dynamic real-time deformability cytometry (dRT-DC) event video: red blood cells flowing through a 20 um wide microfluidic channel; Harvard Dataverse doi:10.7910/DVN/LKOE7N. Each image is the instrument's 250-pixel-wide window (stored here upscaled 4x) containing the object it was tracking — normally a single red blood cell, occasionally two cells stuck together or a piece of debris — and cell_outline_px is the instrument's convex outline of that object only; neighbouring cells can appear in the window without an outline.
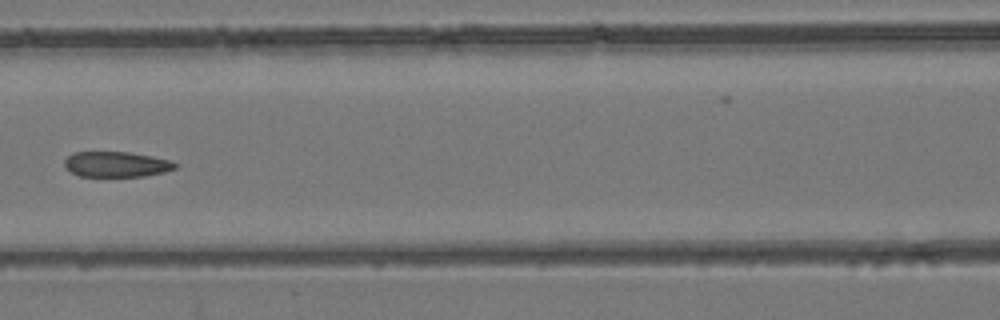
{"species": "common noctule bat (a hibernating species)", "species_latin": "Nyctalus noctula", "temperature_condition": "room temperature", "stored_images_in_passage": 8, "camera_frame_rate_fps": 3000, "um_per_image_px": 0.085, "animal": {"sex": "female", "body_mass_g": 24.6, "forearm_length_mm": 56.2}, "frame": {"image": 1, "passage_image": 7, "time_ms": 7.0, "image_size_px": [1000, 320], "cell_outline_px": [[180, 164], [176, 168], [164, 172], [144, 176], [80, 176], [64, 168], [64, 160], [68, 156], [76, 152], [128, 152], [152, 156], [172, 160]], "centroid_in_image_um": [9.92, 13.96], "position_along_channel_um": 156.7, "area_um2": 16.47}}
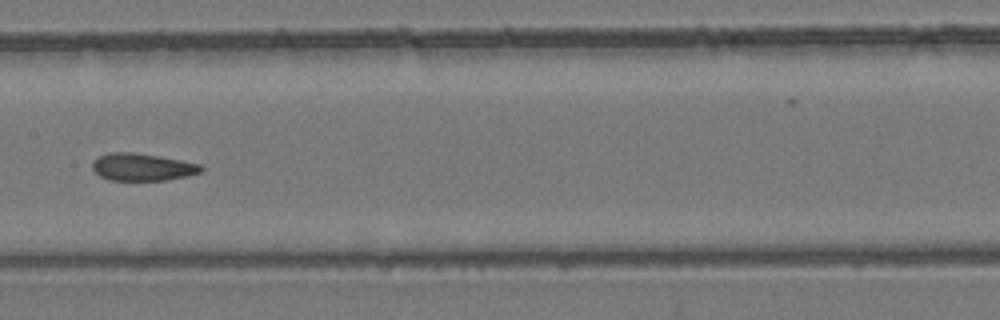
{"frame": {"image": 2, "passage_image": 8, "time_ms": 8.0, "image_size_px": [1000, 320], "cell_outline_px": [[204, 168], [200, 172], [188, 176], [164, 180], [108, 180], [100, 176], [92, 168], [92, 160], [108, 152], [132, 152], [160, 156], [200, 164]], "centroid_in_image_um": [12.08, 14.19], "position_along_channel_um": 195.3, "area_um2": 17.34}}